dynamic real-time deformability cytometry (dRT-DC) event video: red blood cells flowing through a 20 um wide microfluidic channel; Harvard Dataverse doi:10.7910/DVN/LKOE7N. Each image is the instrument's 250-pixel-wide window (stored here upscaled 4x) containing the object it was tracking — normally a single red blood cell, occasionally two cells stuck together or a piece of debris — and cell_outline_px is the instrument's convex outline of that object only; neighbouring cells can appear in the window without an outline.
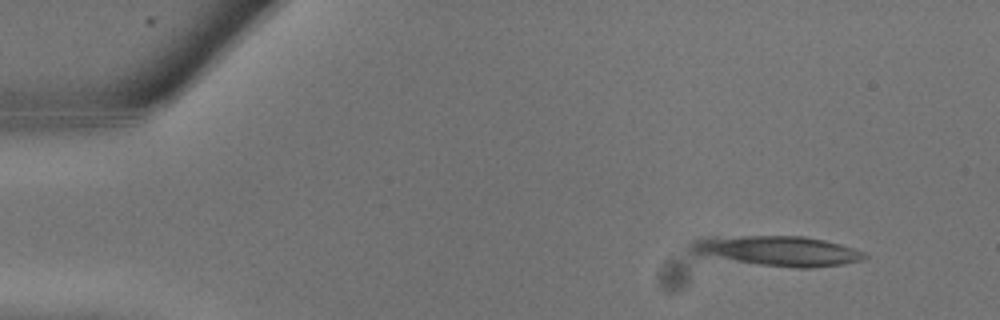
{"species": "common noctule bat (a hibernating species)", "species_latin": "Nyctalus noctula", "temperature_condition": "warm", "stored_images_in_passage": 25, "camera_frame_rate_fps": 3000, "um_per_image_px": 0.085, "animal": {"sex": "male", "body_mass_g": 13.3}, "frame": {"image": 1, "passage_image": 2, "time_ms": 0.333, "image_size_px": [1000, 320], "cell_outline_px": [[868, 256], [864, 260], [844, 264], [812, 268], [796, 268], [760, 264], [692, 256], [688, 252], [688, 240], [704, 236], [804, 236], [824, 240], [840, 244], [864, 252]], "centroid_in_image_um": [65.9, 21.32], "position_along_channel_um": 19.1, "area_um2": 31.33}}
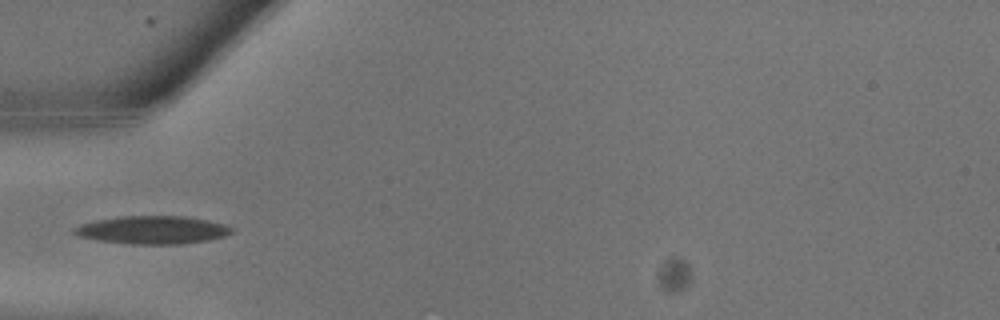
{"frame": {"image": 2, "passage_image": 8, "time_ms": 2.333, "image_size_px": [1000, 320], "cell_outline_px": [[232, 232], [224, 236], [208, 240], [180, 244], [132, 244], [100, 240], [80, 236], [72, 232], [72, 228], [96, 220], [120, 216], [184, 216], [208, 220], [224, 224], [232, 228]], "centroid_in_image_um": [12.98, 19.54], "position_along_channel_um": 72.0, "area_um2": 25.43}}